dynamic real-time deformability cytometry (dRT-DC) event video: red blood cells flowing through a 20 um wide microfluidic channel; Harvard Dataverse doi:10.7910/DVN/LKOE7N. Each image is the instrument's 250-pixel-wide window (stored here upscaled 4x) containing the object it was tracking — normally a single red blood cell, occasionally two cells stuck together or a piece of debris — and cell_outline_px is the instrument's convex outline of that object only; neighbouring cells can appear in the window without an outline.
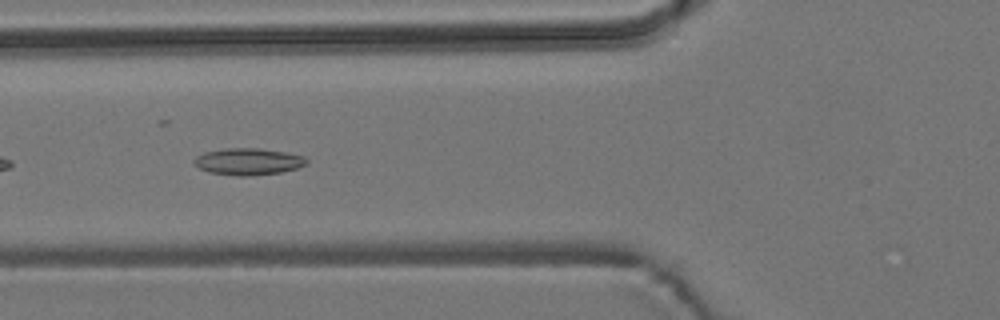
{"species": "common noctule bat (a hibernating species)", "species_latin": "Nyctalus noctula", "temperature_condition": "room temperature", "stored_images_in_passage": 39, "camera_frame_rate_fps": 3000, "um_per_image_px": 0.085, "animal": {"sex": "male", "body_mass_g": 19.2, "forearm_length_mm": 51.8}, "frame": {"image": 1, "passage_image": 5, "time_ms": 1.333, "image_size_px": [1000, 320], "cell_outline_px": [[308, 164], [296, 168], [280, 172], [248, 176], [236, 176], [208, 172], [192, 164], [192, 160], [196, 156], [204, 152], [224, 148], [260, 148], [284, 152], [304, 156], [308, 160]], "centroid_in_image_um": [21.06, 13.73], "position_along_channel_um": 104.7, "area_um2": 17.69}}
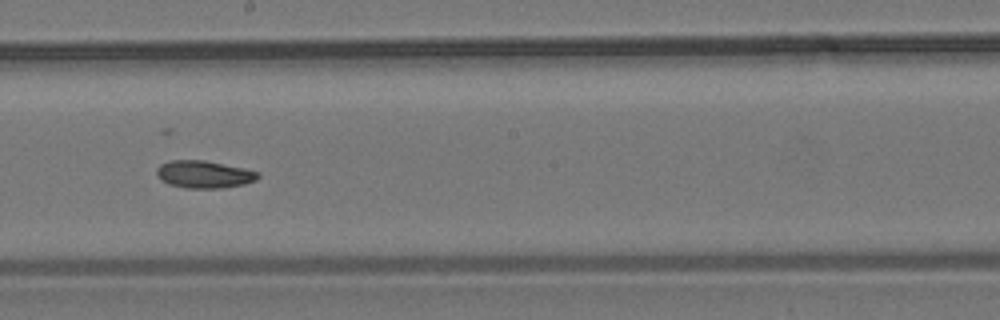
{"frame": {"image": 2, "passage_image": 15, "time_ms": 4.667, "image_size_px": [1000, 320], "cell_outline_px": [[260, 176], [256, 180], [244, 184], [220, 188], [188, 188], [168, 184], [160, 180], [156, 176], [156, 168], [160, 164], [168, 160], [204, 160], [244, 168], [260, 172]], "centroid_in_image_um": [17.31, 14.81], "position_along_channel_um": 230.9, "area_um2": 16.36}}
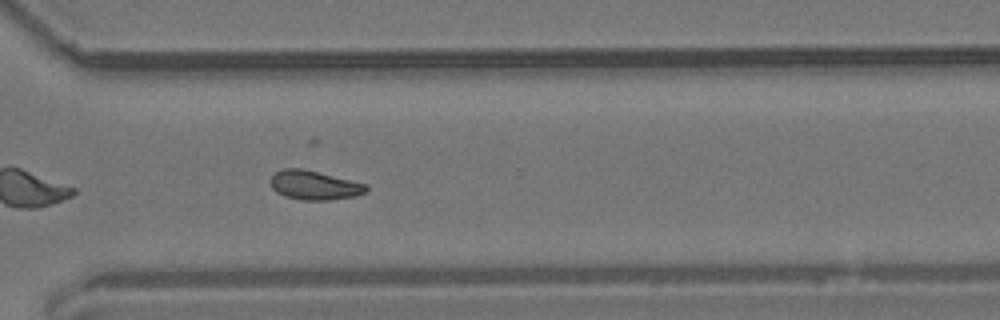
{"frame": {"image": 3, "passage_image": 24, "time_ms": 7.667, "image_size_px": [1000, 320], "cell_outline_px": [[368, 188], [364, 192], [356, 196], [328, 200], [300, 200], [284, 196], [276, 192], [272, 188], [272, 176], [276, 172], [284, 168], [300, 168], [368, 184]], "centroid_in_image_um": [26.72, 15.75], "position_along_channel_um": 343.9, "area_um2": 16.07}, "authors_computed_cell_mechanics": {"area_um2": 15.9528, "velocity_mm_per_s": 3.7779, "shape_relaxation_time_tau1_ms": null, "shape_relaxation_time_tau2_ms": 8.5668, "deformation_change_tau1": null, "deformation_change_tau2": 0.1164}}